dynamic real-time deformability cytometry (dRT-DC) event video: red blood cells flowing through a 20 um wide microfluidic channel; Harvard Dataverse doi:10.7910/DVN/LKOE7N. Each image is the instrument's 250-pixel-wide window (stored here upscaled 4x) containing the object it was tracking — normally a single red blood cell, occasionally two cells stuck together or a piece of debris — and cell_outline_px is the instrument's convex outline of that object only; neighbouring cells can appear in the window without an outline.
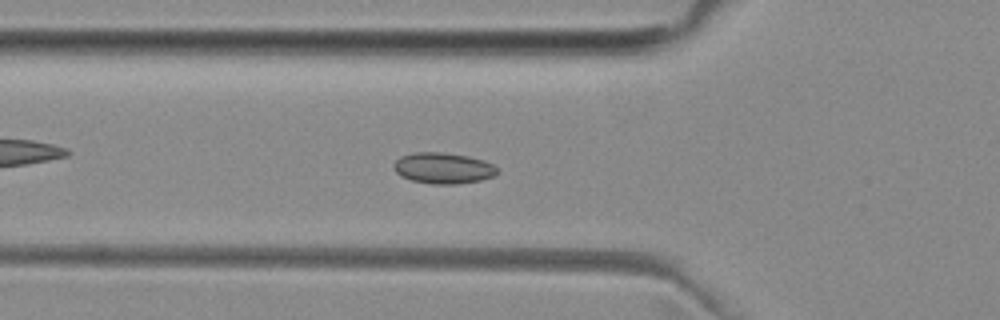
{"species": "common noctule bat (a hibernating species)", "species_latin": "Nyctalus noctula", "temperature_condition": "room temperature", "stored_images_in_passage": 53, "camera_frame_rate_fps": 3000, "um_per_image_px": 0.085, "animal": {"sex": "female", "body_mass_g": 29.2, "forearm_length_mm": 56.3}, "frame": {"image": 1, "passage_image": 19, "time_ms": 6.0, "image_size_px": [1000, 320], "cell_outline_px": [[500, 172], [492, 176], [480, 180], [456, 184], [432, 184], [412, 180], [400, 176], [392, 168], [392, 164], [400, 156], [412, 152], [444, 152], [468, 156], [484, 160], [492, 164]], "centroid_in_image_um": [37.63, 14.28], "position_along_channel_um": 88.2, "area_um2": 18.84}}
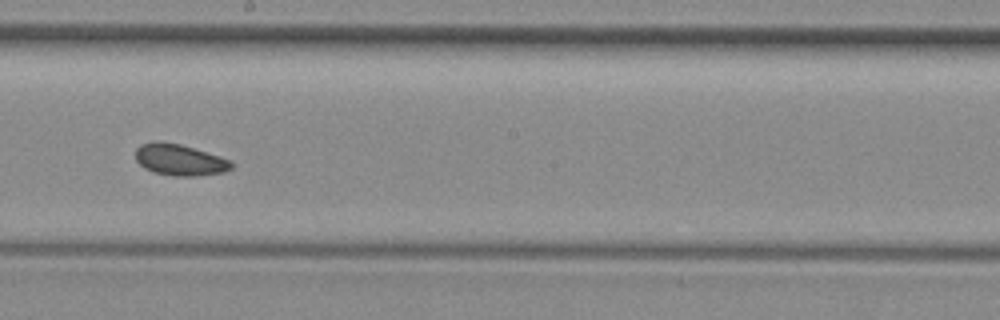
{"frame": {"image": 2, "passage_image": 30, "time_ms": 9.667, "image_size_px": [1000, 320], "cell_outline_px": [[232, 168], [224, 172], [196, 176], [172, 176], [152, 172], [144, 168], [136, 160], [136, 148], [140, 144], [156, 140], [160, 140], [180, 144], [220, 156], [232, 160]], "centroid_in_image_um": [15.25, 13.58], "position_along_channel_um": 232.9, "area_um2": 17.74}}
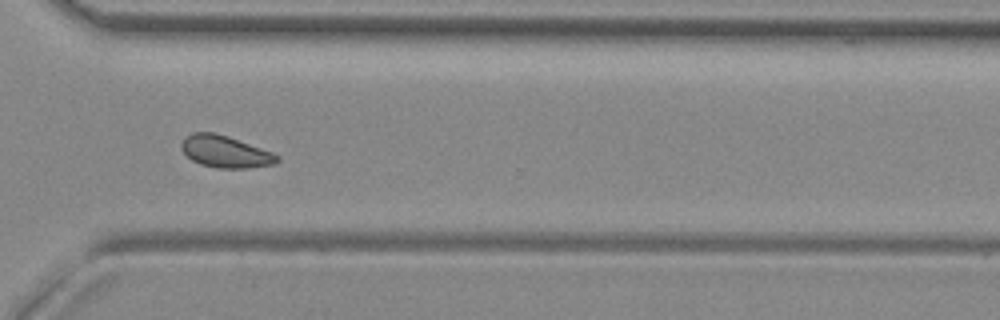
{"frame": {"image": 3, "passage_image": 39, "time_ms": 12.667, "image_size_px": [1000, 320], "cell_outline_px": [[280, 160], [276, 164], [248, 168], [216, 168], [200, 164], [192, 160], [180, 148], [180, 144], [184, 136], [192, 132], [212, 132], [228, 136], [272, 152], [280, 156]], "centroid_in_image_um": [19.14, 12.89], "position_along_channel_um": 351.5, "area_um2": 17.98}, "authors_computed_cell_mechanics": {"area_um2": 17.8024, "velocity_mm_per_s": 3.9458, "shape_relaxation_time_tau1_ms": null, "shape_relaxation_time_tau2_ms": 3.2776, "deformation_change_tau1": null, "deformation_change_tau2": 0.0781}}